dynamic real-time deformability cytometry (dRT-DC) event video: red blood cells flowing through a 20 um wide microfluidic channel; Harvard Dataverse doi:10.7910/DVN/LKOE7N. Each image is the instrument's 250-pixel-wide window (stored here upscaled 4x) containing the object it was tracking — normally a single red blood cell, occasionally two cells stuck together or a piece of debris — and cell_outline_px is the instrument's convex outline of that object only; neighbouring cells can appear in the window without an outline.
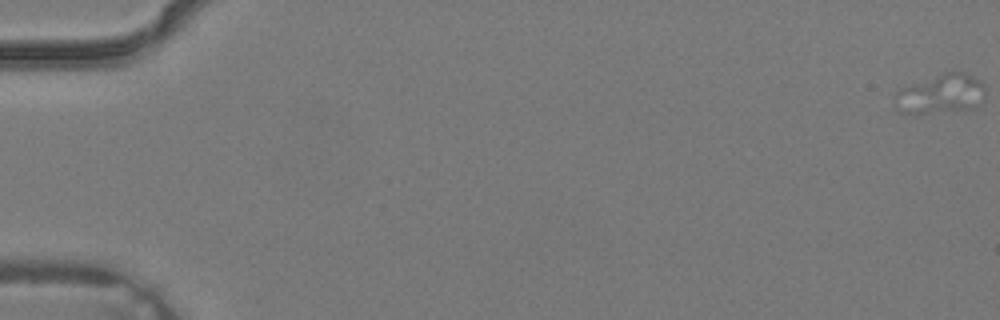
{"species": "common noctule bat (a hibernating species)", "species_latin": "Nyctalus noctula", "temperature_condition": "warm", "stored_images_in_passage": 5, "camera_frame_rate_fps": 3000, "um_per_image_px": 0.085, "animal": {"sex": "male", "body_mass_g": 19.2, "forearm_length_mm": 51.8}, "frame": {"image": 1, "passage_image": 1, "time_ms": 0.0, "image_size_px": [1000, 320], "cell_outline_px": [[984, 92], [980, 104], [972, 108], [912, 116], [896, 112], [896, 92], [904, 88], [944, 72], [964, 72], [972, 76], [984, 84]], "centroid_in_image_um": [79.94, 8.04], "position_along_channel_um": 5.1, "area_um2": 20.75}}